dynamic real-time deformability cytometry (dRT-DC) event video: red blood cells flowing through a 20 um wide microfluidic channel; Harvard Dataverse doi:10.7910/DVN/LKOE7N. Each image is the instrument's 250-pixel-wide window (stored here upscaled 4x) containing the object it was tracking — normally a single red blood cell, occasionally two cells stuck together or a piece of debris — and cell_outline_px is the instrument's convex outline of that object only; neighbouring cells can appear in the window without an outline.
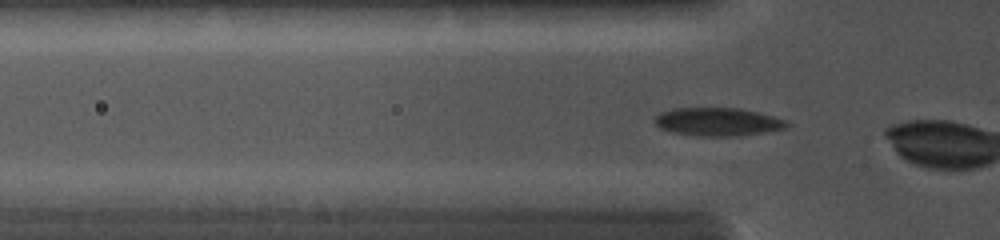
{"species": "common noctule bat (a hibernating species)", "species_latin": "Nyctalus noctula", "temperature_condition": "cold", "stored_images_in_passage": 6, "camera_frame_rate_fps": 5000, "um_per_image_px": 0.085, "animal": {"sex": "female", "body_mass_g": 19.0, "forearm_length_mm": 56.7}, "frame": {"image": 1, "passage_image": 3, "time_ms": 0.4, "image_size_px": [1000, 240], "cell_outline_px": [[792, 124], [788, 128], [764, 132], [732, 136], [700, 136], [676, 132], [660, 128], [656, 124], [656, 116], [660, 112], [672, 108], [740, 108], [772, 116], [784, 120]], "centroid_in_image_um": [61.03, 10.34], "position_along_channel_um": 64.8, "area_um2": 21.44}}